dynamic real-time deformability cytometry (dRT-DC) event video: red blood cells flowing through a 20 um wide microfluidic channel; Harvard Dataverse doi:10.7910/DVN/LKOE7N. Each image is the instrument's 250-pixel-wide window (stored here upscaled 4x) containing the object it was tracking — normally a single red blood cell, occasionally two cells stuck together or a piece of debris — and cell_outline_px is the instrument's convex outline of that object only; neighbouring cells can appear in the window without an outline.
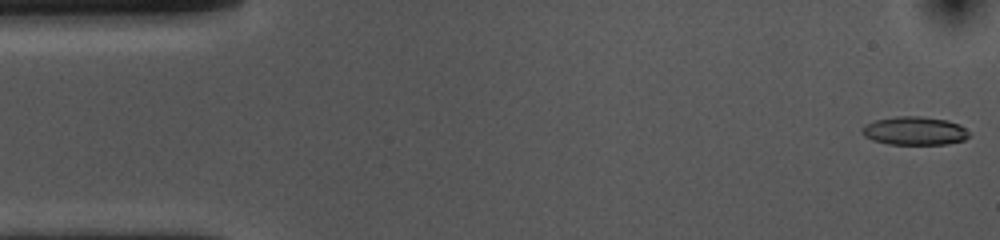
{"species": "common noctule bat (a hibernating species)", "species_latin": "Nyctalus noctula", "temperature_condition": "cold", "stored_images_in_passage": 54, "camera_frame_rate_fps": 3000, "um_per_image_px": 0.085, "animal": {"sex": "female", "body_mass_g": 10.0, "forearm_length_mm": 53.1}, "frame": {"image": 1, "passage_image": 1, "time_ms": 0.0, "image_size_px": [1000, 240], "cell_outline_px": [[968, 136], [964, 140], [948, 144], [888, 144], [872, 140], [864, 136], [860, 132], [860, 128], [864, 124], [876, 120], [896, 116], [920, 116], [948, 120], [960, 124], [968, 132]], "centroid_in_image_um": [77.7, 11.12], "position_along_channel_um": 7.3, "area_um2": 17.86}}
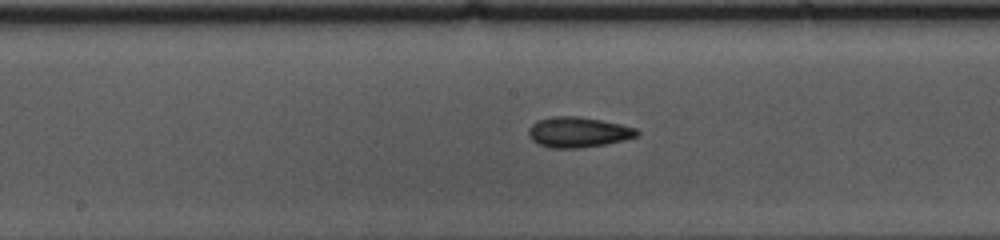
{"frame": {"image": 2, "passage_image": 26, "time_ms": 8.333, "image_size_px": [1000, 240], "cell_outline_px": [[640, 132], [636, 136], [624, 140], [604, 144], [580, 148], [548, 148], [532, 140], [528, 136], [528, 128], [536, 120], [552, 116], [580, 116], [620, 124], [636, 128]], "centroid_in_image_um": [49.1, 11.23], "position_along_channel_um": 199.1, "area_um2": 19.25}}
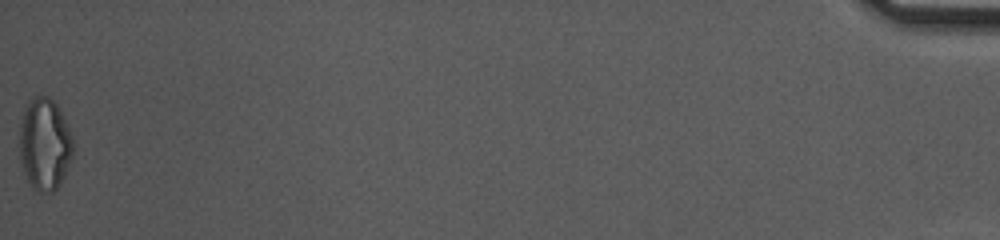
{"frame": {"image": 3, "passage_image": 54, "time_ms": 17.667, "image_size_px": [1000, 240], "cell_outline_px": [[72, 156], [64, 176], [60, 184], [52, 192], [40, 192], [32, 188], [24, 172], [20, 160], [20, 124], [24, 108], [28, 100], [36, 96], [48, 96], [56, 104], [72, 136]], "centroid_in_image_um": [3.77, 12.26], "position_along_channel_um": 431.4, "area_um2": 28.5}, "authors_computed_cell_mechanics": {"area_um2": 18.3515, "velocity_mm_per_s": 3.6371, "shape_relaxation_time_tau1_ms": 4.2345, "shape_relaxation_time_tau2_ms": 2.4, "deformation_change_tau1": 0.1353, "deformation_change_tau2": 0.0868}}